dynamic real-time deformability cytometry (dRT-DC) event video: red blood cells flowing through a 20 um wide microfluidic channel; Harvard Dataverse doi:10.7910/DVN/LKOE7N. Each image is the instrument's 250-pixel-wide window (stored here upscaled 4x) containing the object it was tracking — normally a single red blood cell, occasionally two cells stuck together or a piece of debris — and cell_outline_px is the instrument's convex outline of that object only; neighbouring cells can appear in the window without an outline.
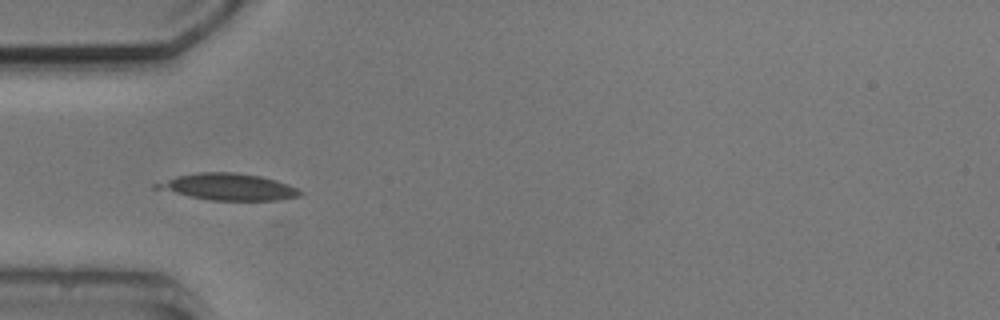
{"species": "common noctule bat (a hibernating species)", "species_latin": "Nyctalus noctula", "temperature_condition": "cold", "stored_images_in_passage": 4, "camera_frame_rate_fps": 3000, "um_per_image_px": 0.085, "animal": {"sex": "male", "body_mass_g": 20.5, "forearm_length_mm": 52.5}, "frame": {"image": 1, "passage_image": 1, "time_ms": 0.0, "image_size_px": [1000, 320], "cell_outline_px": [[304, 192], [300, 196], [280, 200], [212, 200], [152, 188], [152, 184], [176, 176], [196, 172], [236, 172], [260, 176], [276, 180], [288, 184]], "centroid_in_image_um": [19.41, 15.87], "position_along_channel_um": 65.6, "area_um2": 22.25}}